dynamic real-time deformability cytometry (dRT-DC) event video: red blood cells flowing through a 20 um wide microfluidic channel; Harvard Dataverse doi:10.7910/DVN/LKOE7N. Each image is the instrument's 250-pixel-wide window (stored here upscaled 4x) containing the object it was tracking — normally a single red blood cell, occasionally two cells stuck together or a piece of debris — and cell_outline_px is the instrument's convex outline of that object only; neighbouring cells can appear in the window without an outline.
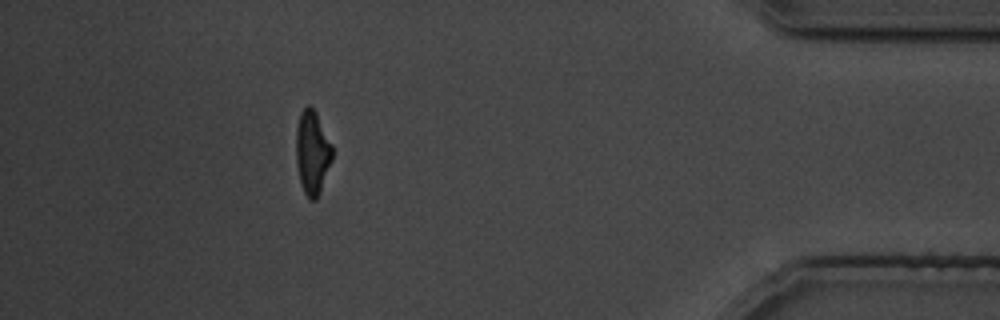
{"species": "common noctule bat (a hibernating species)", "species_latin": "Nyctalus noctula", "temperature_condition": "cold", "stored_images_in_passage": 36, "camera_frame_rate_fps": 3000, "um_per_image_px": 0.085, "animal": {"sex": "male", "body_mass_g": 19.5, "forearm_length_mm": 54.6}, "frame": {"image": 1, "passage_image": 36, "time_ms": 42.667, "image_size_px": [1000, 320], "cell_outline_px": [[332, 160], [320, 192], [316, 200], [308, 200], [300, 184], [296, 164], [296, 128], [300, 112], [308, 104], [316, 112], [332, 144]], "centroid_in_image_um": [26.53, 12.98], "position_along_channel_um": 408.7, "area_um2": 17.86}}